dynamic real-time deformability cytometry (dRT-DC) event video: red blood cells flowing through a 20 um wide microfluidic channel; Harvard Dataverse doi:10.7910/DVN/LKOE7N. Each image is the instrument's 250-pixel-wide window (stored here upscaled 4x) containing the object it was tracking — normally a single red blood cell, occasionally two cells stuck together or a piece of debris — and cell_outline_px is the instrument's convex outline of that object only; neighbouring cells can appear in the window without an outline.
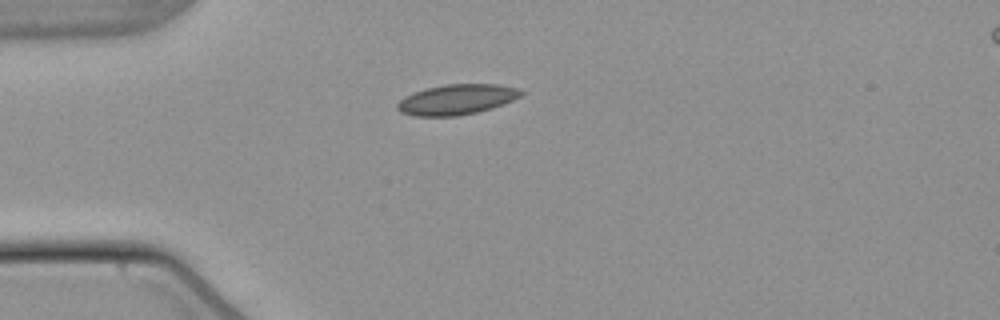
{"species": "common noctule bat (a hibernating species)", "species_latin": "Nyctalus noctula", "temperature_condition": "warm", "stored_images_in_passage": 40, "camera_frame_rate_fps": 3000, "um_per_image_px": 0.085, "animal": {"sex": "male", "body_mass_g": 21.5, "forearm_length_mm": 52.0}, "frame": {"image": 1, "passage_image": 1, "time_ms": 0.0, "image_size_px": [1000, 320], "cell_outline_px": [[524, 92], [520, 96], [504, 104], [492, 108], [476, 112], [456, 116], [412, 116], [400, 112], [396, 108], [396, 104], [404, 96], [412, 92], [424, 88], [444, 84], [496, 84], [520, 88]], "centroid_in_image_um": [38.79, 8.45], "position_along_channel_um": 46.2, "area_um2": 22.08}}
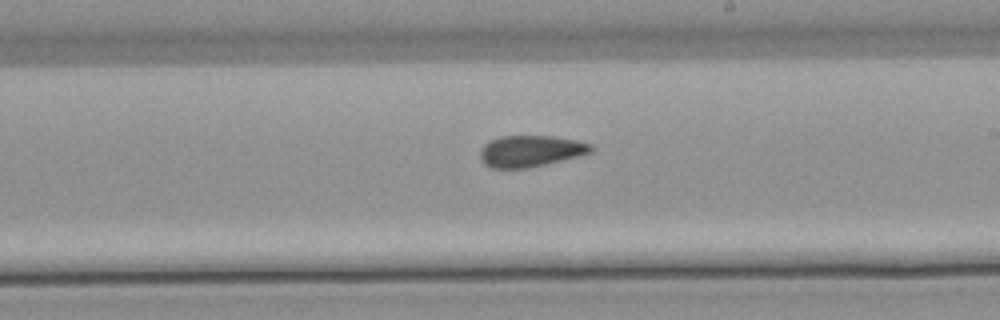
{"frame": {"image": 2, "passage_image": 18, "time_ms": 5.667, "image_size_px": [1000, 320], "cell_outline_px": [[592, 152], [580, 156], [528, 168], [492, 168], [484, 164], [480, 160], [480, 148], [484, 144], [500, 136], [552, 136], [576, 140], [592, 144]], "centroid_in_image_um": [45.08, 12.84], "position_along_channel_um": 243.9, "area_um2": 20.35}}
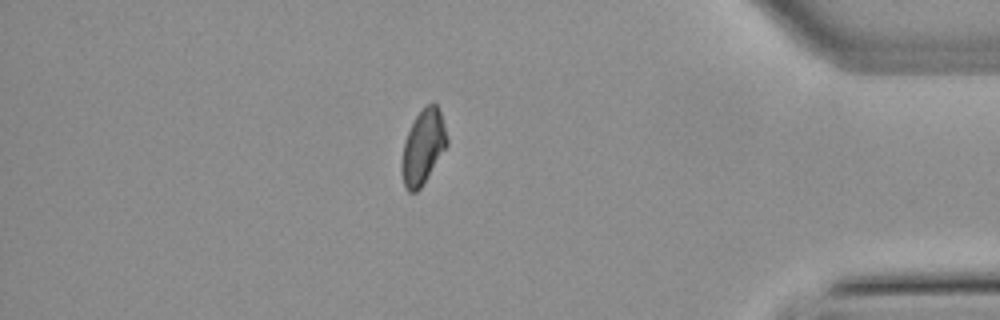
{"frame": {"image": 3, "passage_image": 33, "time_ms": 10.667, "image_size_px": [1000, 320], "cell_outline_px": [[448, 144], [420, 188], [416, 192], [408, 192], [404, 184], [400, 172], [400, 164], [404, 140], [416, 116], [428, 104], [436, 104], [440, 112], [448, 140]], "centroid_in_image_um": [35.93, 12.53], "position_along_channel_um": 399.3, "area_um2": 19.31}, "authors_computed_cell_mechanics": {"area_um2": 20.4034, "velocity_mm_per_s": 3.8192, "shape_relaxation_time_tau1_ms": null, "shape_relaxation_time_tau2_ms": 3.483, "deformation_change_tau1": null, "deformation_change_tau2": 0.0736}}